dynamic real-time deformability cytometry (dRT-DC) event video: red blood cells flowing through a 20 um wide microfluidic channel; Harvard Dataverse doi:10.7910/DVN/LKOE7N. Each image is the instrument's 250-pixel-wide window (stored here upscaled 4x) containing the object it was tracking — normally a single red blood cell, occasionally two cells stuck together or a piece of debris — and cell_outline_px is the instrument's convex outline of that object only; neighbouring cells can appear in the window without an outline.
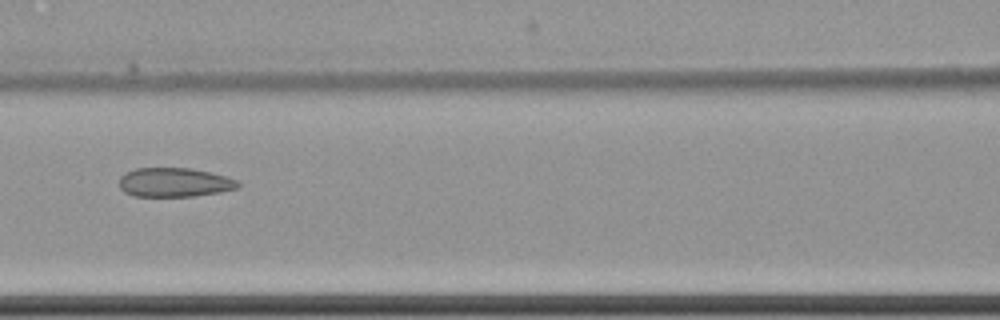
{"species": "common noctule bat (a hibernating species)", "species_latin": "Nyctalus noctula", "temperature_condition": "cold", "stored_images_in_passage": 4, "camera_frame_rate_fps": 3000, "um_per_image_px": 0.085, "animal": {"sex": "female", "body_mass_g": 22.7, "forearm_length_mm": 54.2}, "frame": {"image": 1, "passage_image": 3, "time_ms": 2.333, "image_size_px": [1000, 320], "cell_outline_px": [[240, 188], [220, 192], [196, 196], [132, 196], [124, 192], [120, 188], [120, 176], [136, 168], [192, 168], [212, 172], [236, 180], [240, 184]], "centroid_in_image_um": [14.84, 15.5], "position_along_channel_um": 151.8, "area_um2": 20.23}}
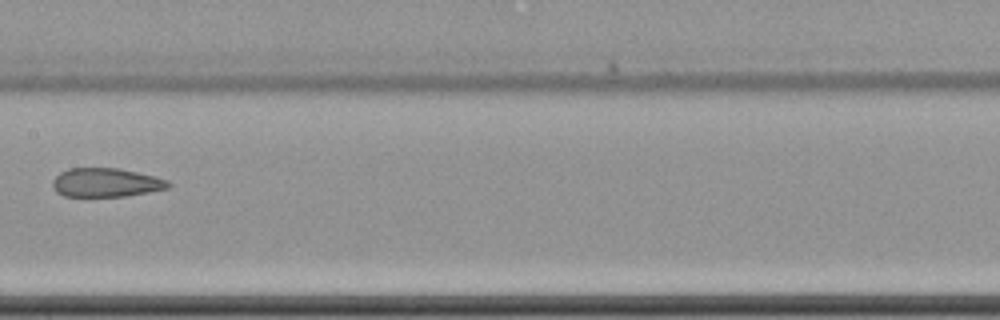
{"frame": {"image": 2, "passage_image": 4, "time_ms": 3.667, "image_size_px": [1000, 320], "cell_outline_px": [[172, 184], [168, 188], [148, 192], [124, 196], [64, 196], [56, 192], [52, 188], [52, 180], [60, 172], [68, 168], [120, 168], [156, 176], [168, 180]], "centroid_in_image_um": [9.0, 15.51], "position_along_channel_um": 198.4, "area_um2": 19.59}}